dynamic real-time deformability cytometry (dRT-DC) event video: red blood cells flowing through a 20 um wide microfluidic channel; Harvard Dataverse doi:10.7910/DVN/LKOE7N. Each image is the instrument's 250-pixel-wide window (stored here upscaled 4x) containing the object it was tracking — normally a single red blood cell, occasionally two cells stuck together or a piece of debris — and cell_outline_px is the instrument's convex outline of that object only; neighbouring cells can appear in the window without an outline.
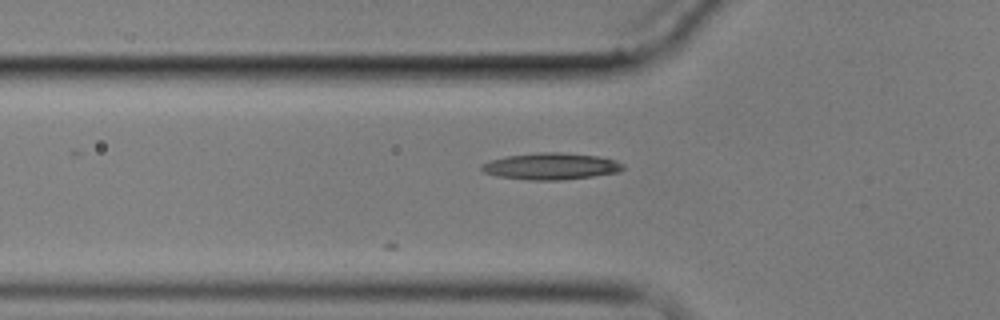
{"species": "common noctule bat (a hibernating species)", "species_latin": "Nyctalus noctula", "temperature_condition": "cold", "stored_images_in_passage": 5, "camera_frame_rate_fps": 3000, "um_per_image_px": 0.085, "animal": {"sex": "male", "body_mass_g": 17.9}, "frame": {"image": 1, "passage_image": 3, "time_ms": 2.333, "image_size_px": [1000, 320], "cell_outline_px": [[624, 168], [620, 172], [564, 180], [528, 180], [496, 176], [484, 172], [480, 168], [480, 164], [492, 160], [508, 156], [540, 152], [560, 152], [596, 156], [616, 160], [624, 164]], "centroid_in_image_um": [46.84, 14.14], "position_along_channel_um": 79.0, "area_um2": 21.96}}
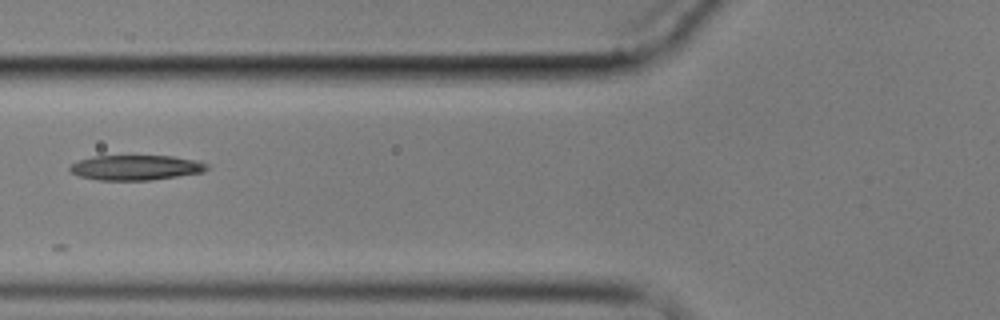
{"frame": {"image": 2, "passage_image": 4, "time_ms": 3.333, "image_size_px": [1000, 320], "cell_outline_px": [[208, 168], [204, 172], [152, 180], [100, 180], [80, 176], [72, 172], [68, 168], [72, 164], [80, 160], [92, 156], [172, 156], [200, 160], [208, 164]], "centroid_in_image_um": [11.6, 14.24], "position_along_channel_um": 114.2, "area_um2": 20.0}}